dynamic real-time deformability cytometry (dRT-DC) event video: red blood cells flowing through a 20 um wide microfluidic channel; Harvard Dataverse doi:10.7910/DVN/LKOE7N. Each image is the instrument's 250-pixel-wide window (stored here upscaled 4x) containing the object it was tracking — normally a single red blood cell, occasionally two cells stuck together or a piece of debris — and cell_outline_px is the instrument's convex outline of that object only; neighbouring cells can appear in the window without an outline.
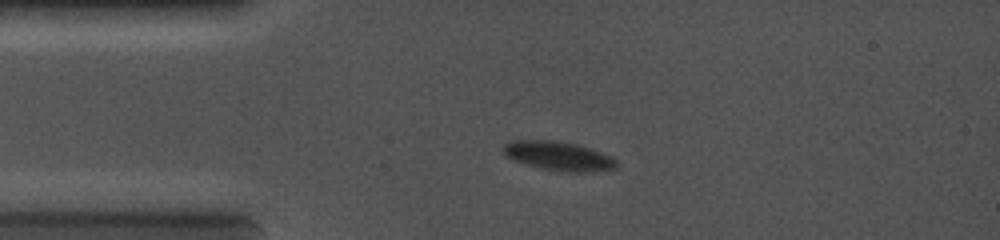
{"species": "common noctule bat (a hibernating species)", "species_latin": "Nyctalus noctula", "temperature_condition": "cold", "stored_images_in_passage": 24, "camera_frame_rate_fps": 5000, "um_per_image_px": 0.085, "animal": {"sex": "female", "body_mass_g": 19.0, "forearm_length_mm": 56.7}, "frame": {"image": 1, "passage_image": 1, "time_ms": 0.0, "image_size_px": [1000, 240], "cell_outline_px": [[620, 164], [616, 168], [584, 172], [560, 172], [540, 168], [516, 160], [508, 156], [504, 152], [504, 144], [512, 140], [556, 140], [576, 144], [612, 156]], "centroid_in_image_um": [47.52, 13.26], "position_along_channel_um": 37.5, "area_um2": 19.02}}
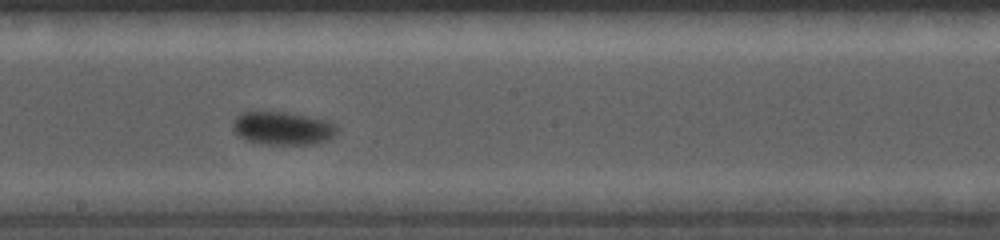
{"frame": {"image": 2, "passage_image": 11, "time_ms": 4.6, "image_size_px": [1000, 240], "cell_outline_px": [[336, 132], [328, 140], [312, 144], [268, 144], [248, 140], [240, 136], [232, 128], [232, 124], [236, 116], [240, 112], [284, 112], [328, 120], [336, 124]], "centroid_in_image_um": [24.03, 10.89], "position_along_channel_um": 224.2, "area_um2": 19.88}}
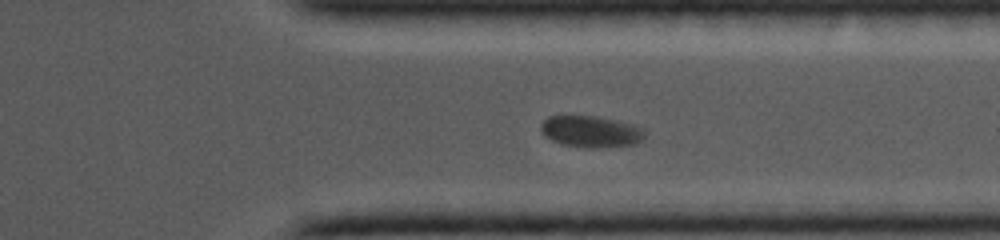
{"frame": {"image": 3, "passage_image": 19, "time_ms": 7.6, "image_size_px": [1000, 240], "cell_outline_px": [[648, 132], [640, 140], [632, 144], [584, 148], [564, 144], [552, 140], [544, 136], [540, 128], [540, 124], [548, 116], [564, 112], [596, 116], [616, 120], [632, 124], [644, 128]], "centroid_in_image_um": [50.15, 11.11], "position_along_channel_um": 361.3, "area_um2": 19.59}}